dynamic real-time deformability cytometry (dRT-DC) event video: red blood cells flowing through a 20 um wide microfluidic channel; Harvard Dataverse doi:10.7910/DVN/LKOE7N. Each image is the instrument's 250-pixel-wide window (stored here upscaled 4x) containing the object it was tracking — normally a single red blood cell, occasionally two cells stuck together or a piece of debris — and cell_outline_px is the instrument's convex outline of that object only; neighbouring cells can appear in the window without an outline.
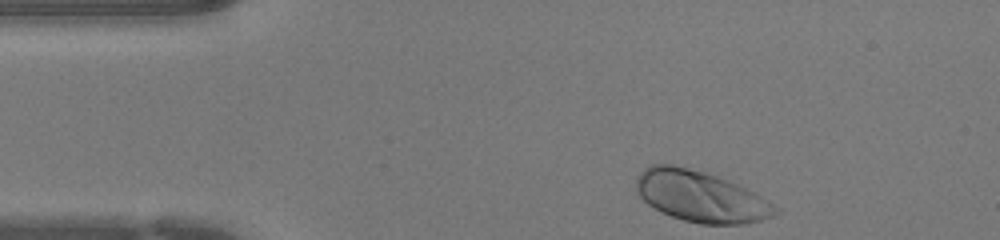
{"species": "human", "species_latin": "Homo sapiens", "temperature_condition": "warm", "stored_images_in_passage": 30, "camera_frame_rate_fps": 3000, "um_per_image_px": 0.085, "donor": {"sex": "female"}, "frame": {"image": 1, "passage_image": 1, "time_ms": 0.0, "image_size_px": [1000, 240], "cell_outline_px": [[780, 212], [772, 216], [760, 220], [744, 224], [700, 224], [684, 220], [660, 212], [648, 204], [640, 196], [636, 188], [636, 180], [640, 172], [644, 168], [652, 164], [672, 164], [704, 172], [728, 180], [760, 196], [780, 208]], "centroid_in_image_um": [59.54, 16.7], "position_along_channel_um": 25.5, "area_um2": 41.1}}
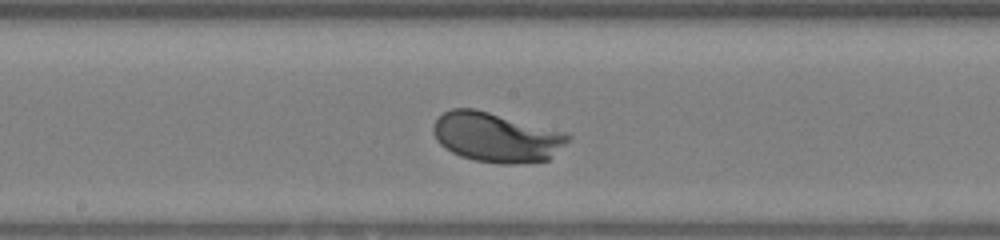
{"frame": {"image": 2, "passage_image": 17, "time_ms": 5.333, "image_size_px": [1000, 240], "cell_outline_px": [[572, 136], [548, 160], [512, 164], [500, 164], [476, 160], [460, 156], [452, 152], [440, 144], [436, 140], [432, 132], [432, 124], [444, 112], [452, 108], [472, 108], [568, 132]], "centroid_in_image_um": [42.17, 11.66], "position_along_channel_um": 206.0, "area_um2": 38.84}}
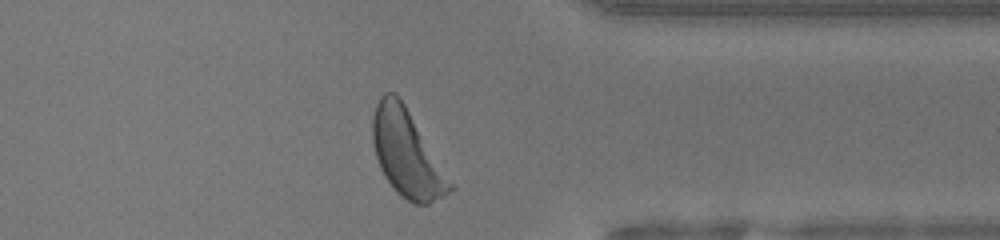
{"frame": {"image": 3, "passage_image": 29, "time_ms": 9.333, "image_size_px": [1000, 240], "cell_outline_px": [[456, 188], [444, 196], [428, 204], [412, 204], [400, 196], [396, 192], [380, 168], [376, 156], [372, 140], [372, 116], [376, 104], [380, 96], [384, 92], [392, 92], [404, 104], [456, 184]], "centroid_in_image_um": [34.63, 13.09], "position_along_channel_um": 376.8, "area_um2": 39.36}}